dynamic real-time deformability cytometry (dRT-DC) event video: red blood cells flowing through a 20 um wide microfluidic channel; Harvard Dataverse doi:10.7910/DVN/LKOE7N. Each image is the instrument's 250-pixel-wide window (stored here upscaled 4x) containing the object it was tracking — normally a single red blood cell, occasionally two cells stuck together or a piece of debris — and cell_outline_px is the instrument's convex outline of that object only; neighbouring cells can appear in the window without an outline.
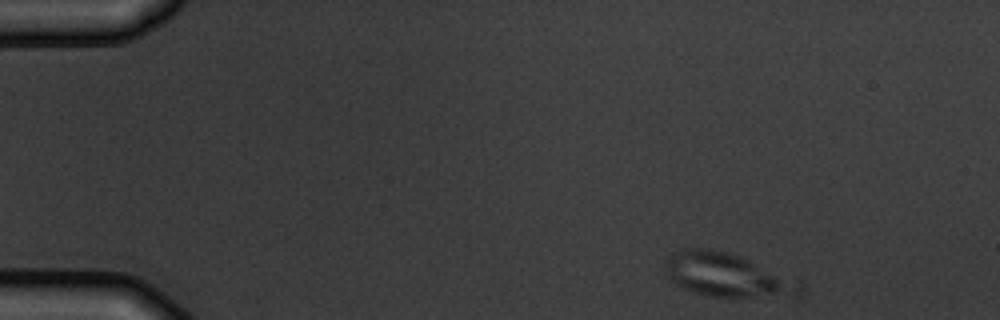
{"species": "common noctule bat (a hibernating species)", "species_latin": "Nyctalus noctula", "temperature_condition": "warm", "stored_images_in_passage": 6, "camera_frame_rate_fps": 3000, "um_per_image_px": 0.085, "animal": {"sex": "male", "body_mass_g": 19.5, "forearm_length_mm": 54.6}, "frame": {"image": 1, "passage_image": 1, "time_ms": 0.0, "image_size_px": [1000, 320], "cell_outline_px": [[804, 284], [796, 292], [744, 296], [712, 296], [696, 292], [684, 288], [676, 284], [664, 272], [668, 256], [676, 252], [688, 248], [704, 248], [728, 252], [740, 256], [800, 280]], "centroid_in_image_um": [61.71, 23.32], "position_along_channel_um": 23.3, "area_um2": 32.95}}